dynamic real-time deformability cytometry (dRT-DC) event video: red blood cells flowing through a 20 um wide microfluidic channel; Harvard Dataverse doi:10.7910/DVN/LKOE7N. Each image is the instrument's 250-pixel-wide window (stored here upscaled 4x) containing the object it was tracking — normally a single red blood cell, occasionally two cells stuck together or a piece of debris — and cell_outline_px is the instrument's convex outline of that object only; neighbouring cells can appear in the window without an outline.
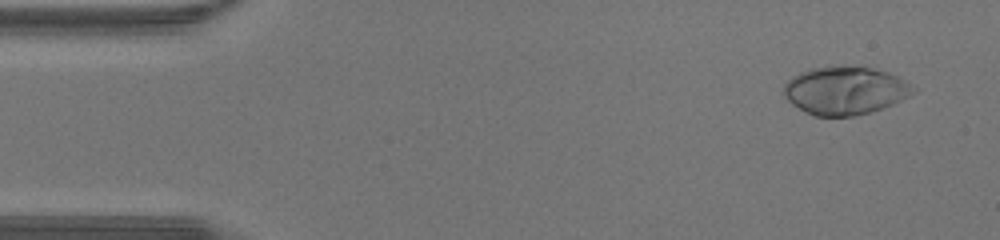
{"species": "human", "species_latin": "Homo sapiens", "temperature_condition": "warm", "stored_images_in_passage": 42, "camera_frame_rate_fps": 3000, "um_per_image_px": 0.085, "donor": {"sex": "male"}, "frame": {"image": 1, "passage_image": 3, "time_ms": 0.667, "image_size_px": [1000, 240], "cell_outline_px": [[920, 88], [916, 92], [892, 104], [868, 112], [852, 116], [816, 116], [804, 112], [792, 104], [784, 96], [784, 84], [792, 76], [800, 72], [812, 68], [828, 64], [872, 68], [888, 72]], "centroid_in_image_um": [71.82, 7.67], "position_along_channel_um": 13.2, "area_um2": 36.53}}
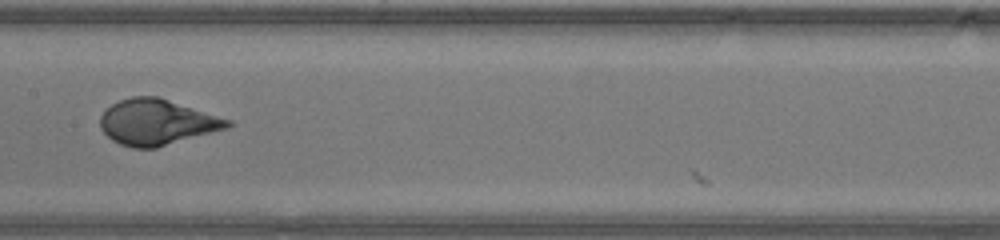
{"frame": {"image": 2, "passage_image": 21, "time_ms": 6.667, "image_size_px": [1000, 240], "cell_outline_px": [[232, 124], [228, 128], [156, 148], [132, 148], [120, 144], [112, 140], [100, 128], [100, 116], [112, 104], [120, 100], [132, 96], [156, 96], [232, 120]], "centroid_in_image_um": [13.33, 10.39], "position_along_channel_um": 194.1, "area_um2": 33.7}}
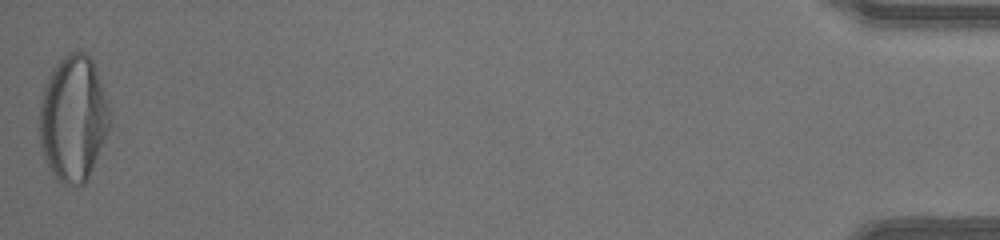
{"frame": {"image": 3, "passage_image": 42, "time_ms": 13.667, "image_size_px": [1000, 240], "cell_outline_px": [[112, 124], [88, 180], [84, 184], [64, 184], [56, 180], [52, 176], [44, 160], [40, 148], [40, 104], [44, 88], [48, 76], [52, 68], [68, 52], [84, 52], [92, 56], [108, 104]], "centroid_in_image_um": [6.24, 10.1], "position_along_channel_um": 429.0, "area_um2": 52.19}}